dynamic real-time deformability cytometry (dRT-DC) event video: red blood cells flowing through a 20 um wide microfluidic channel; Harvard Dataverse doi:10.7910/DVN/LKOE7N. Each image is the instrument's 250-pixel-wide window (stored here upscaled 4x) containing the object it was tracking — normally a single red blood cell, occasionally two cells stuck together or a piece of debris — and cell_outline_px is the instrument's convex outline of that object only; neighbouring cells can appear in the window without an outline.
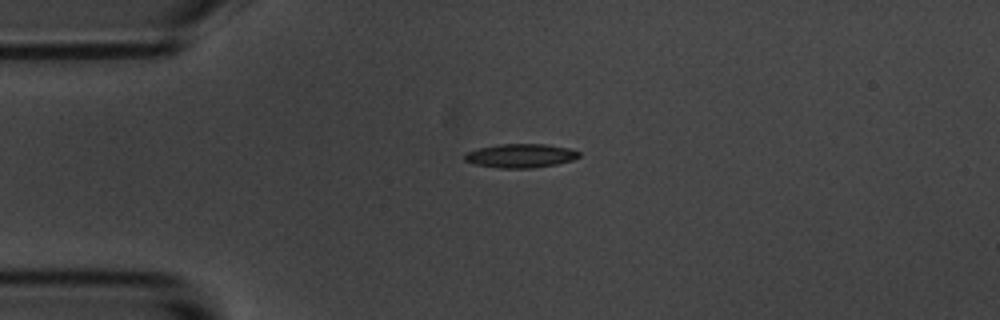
{"species": "common noctule bat (a hibernating species)", "species_latin": "Nyctalus noctula", "temperature_condition": "room temperature", "stored_images_in_passage": 3, "camera_frame_rate_fps": 3000, "um_per_image_px": 0.085, "animal": {"sex": "male", "body_mass_g": 20.1, "forearm_length_mm": 53.5}, "frame": {"image": 1, "passage_image": 1, "time_ms": 0.0, "image_size_px": [1000, 320], "cell_outline_px": [[580, 156], [572, 160], [556, 164], [532, 168], [500, 168], [476, 164], [464, 160], [464, 156], [468, 152], [476, 148], [500, 144], [544, 144], [568, 148], [580, 152]], "centroid_in_image_um": [44.24, 13.23], "position_along_channel_um": 40.8, "area_um2": 15.78}}